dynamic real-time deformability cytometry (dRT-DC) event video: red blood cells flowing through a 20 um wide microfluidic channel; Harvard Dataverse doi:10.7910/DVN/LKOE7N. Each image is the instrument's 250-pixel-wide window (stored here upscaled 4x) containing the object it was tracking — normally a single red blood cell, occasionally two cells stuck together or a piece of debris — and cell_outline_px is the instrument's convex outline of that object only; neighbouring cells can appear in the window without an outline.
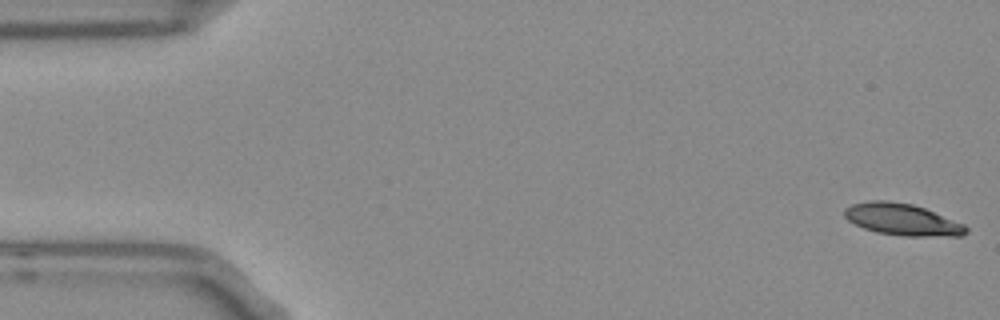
{"species": "Egyptian fruit bat (a non-hibernating species)", "species_latin": "Rousettus aegyptiacus", "temperature_condition": "room temperature", "stored_images_in_passage": 13, "camera_frame_rate_fps": 3000, "um_per_image_px": 0.085, "frame": {"image": 1, "passage_image": 1, "time_ms": 0.0, "image_size_px": [1000, 320], "cell_outline_px": [[968, 232], [960, 236], [904, 236], [876, 232], [864, 228], [848, 220], [844, 216], [844, 208], [852, 204], [872, 200], [888, 200], [912, 204], [924, 208], [964, 224], [968, 228]], "centroid_in_image_um": [76.68, 18.66], "position_along_channel_um": 8.3, "area_um2": 22.43}}
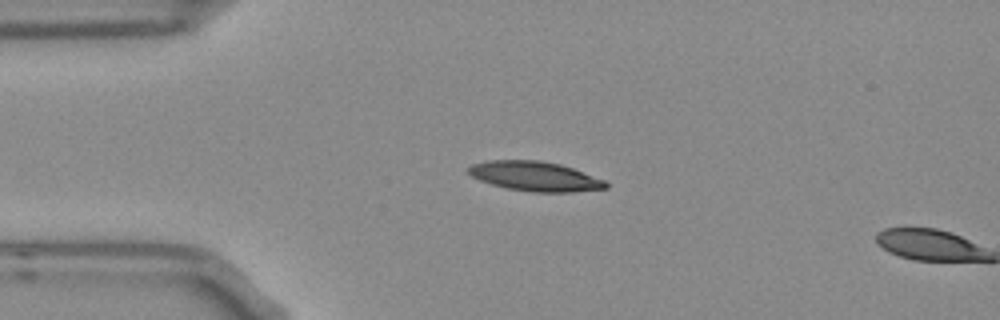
{"frame": {"image": 2, "passage_image": 12, "time_ms": 3.667, "image_size_px": [1000, 320], "cell_outline_px": [[608, 188], [572, 192], [536, 192], [508, 188], [492, 184], [480, 180], [472, 176], [464, 168], [472, 164], [488, 160], [540, 160], [560, 164], [572, 168], [604, 180], [608, 184]], "centroid_in_image_um": [45.45, 14.97], "position_along_channel_um": 39.6, "area_um2": 23.58}}